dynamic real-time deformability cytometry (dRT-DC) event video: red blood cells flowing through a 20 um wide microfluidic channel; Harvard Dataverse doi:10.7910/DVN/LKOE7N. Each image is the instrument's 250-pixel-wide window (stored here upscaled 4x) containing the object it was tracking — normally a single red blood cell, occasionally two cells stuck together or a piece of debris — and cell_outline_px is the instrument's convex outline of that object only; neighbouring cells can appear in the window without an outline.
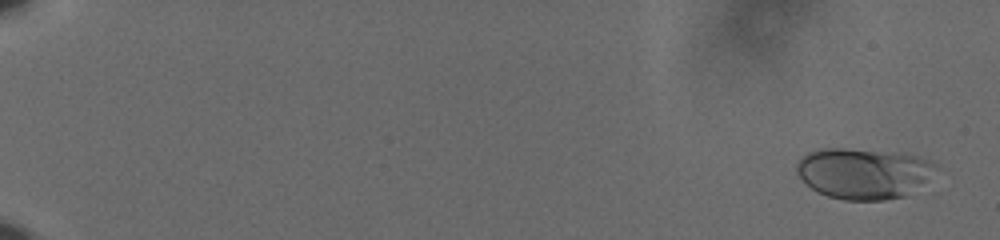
{"species": "human", "species_latin": "Homo sapiens", "temperature_condition": "cold", "stored_images_in_passage": 59, "camera_frame_rate_fps": 3000, "um_per_image_px": 0.085, "donor": {"sex": "male"}, "frame": {"image": 1, "passage_image": 2, "time_ms": 0.333, "image_size_px": [1000, 240], "cell_outline_px": [[940, 168], [908, 196], [884, 200], [844, 200], [828, 196], [816, 192], [796, 172], [796, 164], [808, 152], [820, 148], [844, 148], [900, 152], [920, 156], [936, 164]], "centroid_in_image_um": [73.44, 14.72], "position_along_channel_um": 11.6, "area_um2": 41.62}}
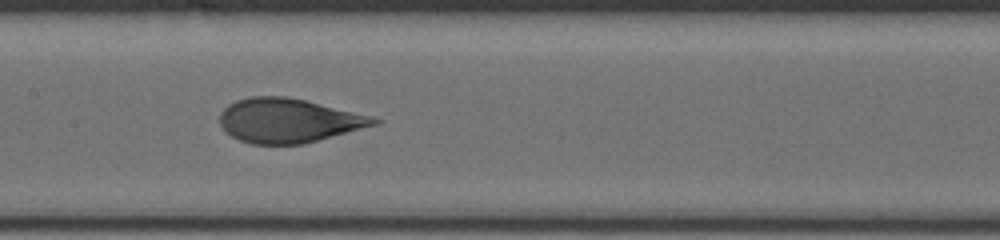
{"frame": {"image": 2, "passage_image": 33, "time_ms": 10.667, "image_size_px": [1000, 240], "cell_outline_px": [[384, 120], [380, 124], [304, 144], [252, 144], [240, 140], [232, 136], [220, 124], [220, 112], [228, 104], [236, 100], [252, 96], [284, 96], [304, 100], [372, 116]], "centroid_in_image_um": [24.55, 10.25], "position_along_channel_um": 182.8, "area_um2": 39.65}}
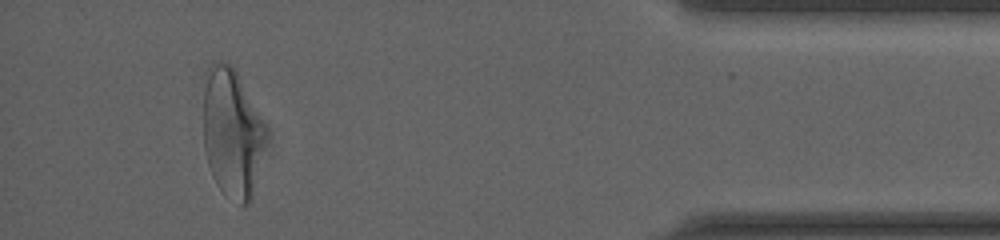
{"frame": {"image": 3, "passage_image": 56, "time_ms": 18.333, "image_size_px": [1000, 240], "cell_outline_px": [[268, 132], [252, 196], [248, 204], [240, 204], [224, 192], [216, 184], [212, 176], [204, 152], [204, 72], [208, 64], [212, 60], [220, 60], [228, 64], [236, 72], [268, 128]], "centroid_in_image_um": [19.71, 11.25], "position_along_channel_um": 415.5, "area_um2": 47.11}, "authors_computed_cell_mechanics": {"area_um2": 39.9398, "velocity_mm_per_s": 3.6179, "shape_relaxation_time_tau1_ms": 4.7449, "shape_relaxation_time_tau2_ms": null, "deformation_change_tau1": 0.1694, "deformation_change_tau2": null}}